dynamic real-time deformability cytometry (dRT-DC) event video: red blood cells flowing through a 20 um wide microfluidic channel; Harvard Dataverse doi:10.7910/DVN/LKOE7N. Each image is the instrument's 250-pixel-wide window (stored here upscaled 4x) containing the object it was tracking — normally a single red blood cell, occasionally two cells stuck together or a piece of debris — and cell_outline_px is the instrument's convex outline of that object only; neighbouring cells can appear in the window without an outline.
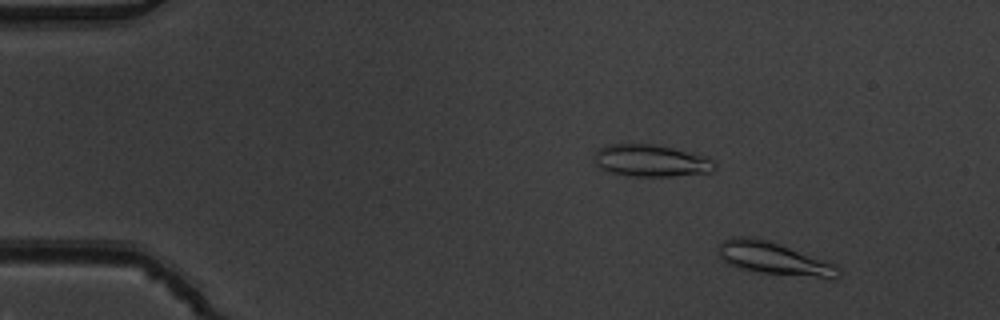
{"species": "common noctule bat (a hibernating species)", "species_latin": "Nyctalus noctula", "temperature_condition": "warm", "stored_images_in_passage": 49, "camera_frame_rate_fps": 3000, "um_per_image_px": 0.085, "animal": {"sex": "male", "body_mass_g": 19.5, "forearm_length_mm": 54.6}, "frame": {"image": 1, "passage_image": 2, "time_ms": 0.333, "image_size_px": [1000, 320], "cell_outline_px": [[840, 276], [832, 280], [764, 272], [740, 268], [728, 264], [720, 256], [720, 244], [724, 240], [736, 236], [752, 236], [836, 264], [840, 268]], "centroid_in_image_um": [65.85, 22.0], "position_along_channel_um": 19.1, "area_um2": 22.25}}
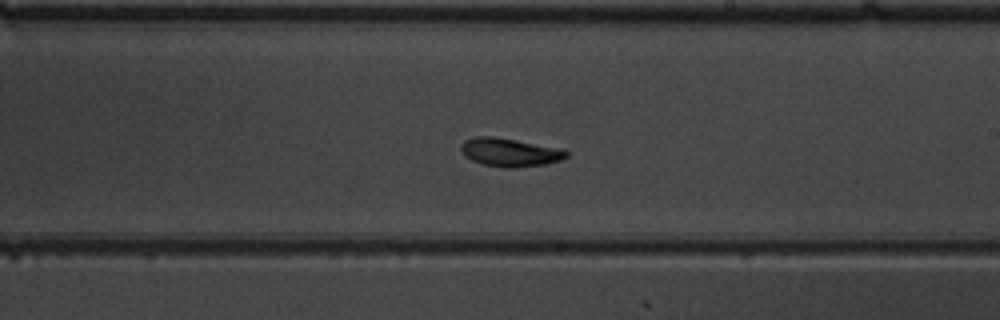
{"frame": {"image": 2, "passage_image": 28, "time_ms": 9.0, "image_size_px": [1000, 320], "cell_outline_px": [[568, 156], [560, 160], [544, 164], [516, 168], [504, 168], [484, 164], [472, 160], [464, 156], [460, 148], [460, 144], [464, 140], [476, 136], [492, 136], [560, 148], [568, 152]], "centroid_in_image_um": [43.3, 12.95], "position_along_channel_um": 245.7, "area_um2": 17.34}}
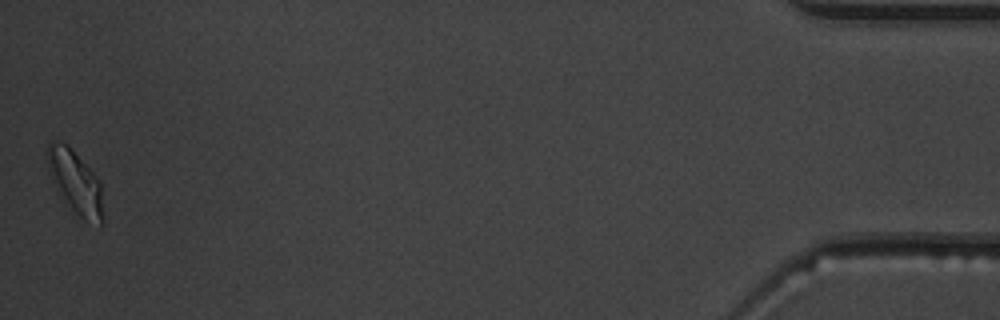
{"frame": {"image": 3, "passage_image": 49, "time_ms": 16.0, "image_size_px": [1000, 320], "cell_outline_px": [[104, 224], [100, 228], [84, 220], [56, 192], [48, 168], [44, 152], [48, 144], [52, 140], [60, 140], [68, 144], [100, 180], [104, 220]], "centroid_in_image_um": [6.4, 15.48], "position_along_channel_um": 428.8, "area_um2": 21.21}, "authors_computed_cell_mechanics": {"area_um2": 17.34, "velocity_mm_per_s": 3.8616, "shape_relaxation_time_tau1_ms": 3.3475, "shape_relaxation_time_tau2_ms": 3.1487, "deformation_change_tau1": 0.0976, "deformation_change_tau2": 0.0769}}